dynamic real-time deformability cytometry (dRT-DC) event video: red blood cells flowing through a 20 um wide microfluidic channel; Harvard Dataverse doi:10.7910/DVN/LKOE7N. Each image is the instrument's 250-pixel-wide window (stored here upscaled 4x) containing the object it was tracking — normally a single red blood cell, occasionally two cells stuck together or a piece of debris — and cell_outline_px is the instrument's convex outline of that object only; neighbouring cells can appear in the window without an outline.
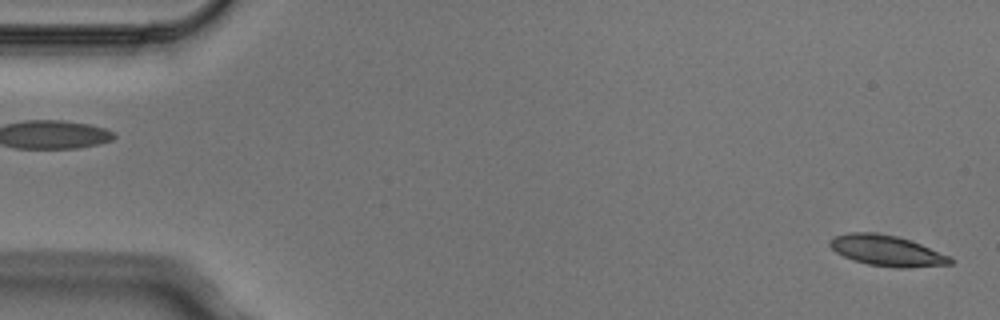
{"species": "Egyptian fruit bat (a non-hibernating species)", "species_latin": "Rousettus aegyptiacus", "temperature_condition": "cold", "stored_images_in_passage": 6, "segment_of_instrument_passage": [2, 2], "camera_frame_rate_fps": 3000, "um_per_image_px": 0.085, "animal": {"sex": "male"}, "frame": {"image": 1, "passage_image": 6, "time_ms": 1.667, "image_size_px": [1000, 320], "cell_outline_px": [[956, 260], [952, 264], [908, 268], [900, 268], [868, 264], [852, 260], [836, 252], [828, 244], [836, 236], [848, 232], [876, 232], [896, 236], [920, 244], [952, 256]], "centroid_in_image_um": [75.44, 21.31], "position_along_channel_um": 9.6, "area_um2": 21.56}}